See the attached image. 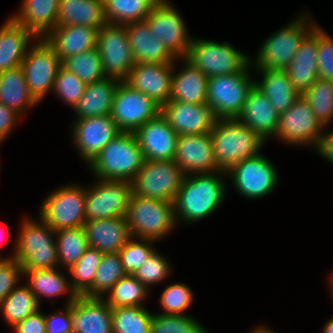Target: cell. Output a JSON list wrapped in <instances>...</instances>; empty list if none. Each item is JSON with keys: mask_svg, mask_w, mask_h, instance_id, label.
<instances>
[{"mask_svg": "<svg viewBox=\"0 0 333 333\" xmlns=\"http://www.w3.org/2000/svg\"><path fill=\"white\" fill-rule=\"evenodd\" d=\"M220 172L185 175L173 202L175 220L194 223L210 216L223 202L225 184ZM193 175V176H192Z\"/></svg>", "mask_w": 333, "mask_h": 333, "instance_id": "cell-1", "label": "cell"}, {"mask_svg": "<svg viewBox=\"0 0 333 333\" xmlns=\"http://www.w3.org/2000/svg\"><path fill=\"white\" fill-rule=\"evenodd\" d=\"M217 166L227 171L239 161L259 155L265 140L237 119H218L211 130Z\"/></svg>", "mask_w": 333, "mask_h": 333, "instance_id": "cell-2", "label": "cell"}, {"mask_svg": "<svg viewBox=\"0 0 333 333\" xmlns=\"http://www.w3.org/2000/svg\"><path fill=\"white\" fill-rule=\"evenodd\" d=\"M144 162L145 158L134 132H121L88 166L99 179L132 182Z\"/></svg>", "mask_w": 333, "mask_h": 333, "instance_id": "cell-3", "label": "cell"}, {"mask_svg": "<svg viewBox=\"0 0 333 333\" xmlns=\"http://www.w3.org/2000/svg\"><path fill=\"white\" fill-rule=\"evenodd\" d=\"M41 223L25 218L12 258L22 266L23 271L58 268L56 242L52 239L55 231L42 219Z\"/></svg>", "mask_w": 333, "mask_h": 333, "instance_id": "cell-4", "label": "cell"}, {"mask_svg": "<svg viewBox=\"0 0 333 333\" xmlns=\"http://www.w3.org/2000/svg\"><path fill=\"white\" fill-rule=\"evenodd\" d=\"M131 237L154 242L170 233L176 220L172 202L131 195L127 214Z\"/></svg>", "mask_w": 333, "mask_h": 333, "instance_id": "cell-5", "label": "cell"}, {"mask_svg": "<svg viewBox=\"0 0 333 333\" xmlns=\"http://www.w3.org/2000/svg\"><path fill=\"white\" fill-rule=\"evenodd\" d=\"M249 66L242 72L208 78L207 105L217 120L237 119L241 113L249 90L255 84L248 73Z\"/></svg>", "mask_w": 333, "mask_h": 333, "instance_id": "cell-6", "label": "cell"}, {"mask_svg": "<svg viewBox=\"0 0 333 333\" xmlns=\"http://www.w3.org/2000/svg\"><path fill=\"white\" fill-rule=\"evenodd\" d=\"M304 16L291 21L269 36L259 49L256 60L251 63H255L256 68L285 69L291 63L303 39L317 25L313 23L312 18L310 20Z\"/></svg>", "mask_w": 333, "mask_h": 333, "instance_id": "cell-7", "label": "cell"}, {"mask_svg": "<svg viewBox=\"0 0 333 333\" xmlns=\"http://www.w3.org/2000/svg\"><path fill=\"white\" fill-rule=\"evenodd\" d=\"M186 59L208 78L242 72L248 65H252L249 56L228 42L220 44L194 38Z\"/></svg>", "mask_w": 333, "mask_h": 333, "instance_id": "cell-8", "label": "cell"}, {"mask_svg": "<svg viewBox=\"0 0 333 333\" xmlns=\"http://www.w3.org/2000/svg\"><path fill=\"white\" fill-rule=\"evenodd\" d=\"M185 175L174 160H145L132 181L133 194L173 203Z\"/></svg>", "mask_w": 333, "mask_h": 333, "instance_id": "cell-9", "label": "cell"}, {"mask_svg": "<svg viewBox=\"0 0 333 333\" xmlns=\"http://www.w3.org/2000/svg\"><path fill=\"white\" fill-rule=\"evenodd\" d=\"M86 189L66 185L48 195L40 207V219L54 231L83 226L85 218Z\"/></svg>", "mask_w": 333, "mask_h": 333, "instance_id": "cell-10", "label": "cell"}, {"mask_svg": "<svg viewBox=\"0 0 333 333\" xmlns=\"http://www.w3.org/2000/svg\"><path fill=\"white\" fill-rule=\"evenodd\" d=\"M97 49L106 77L126 81L135 60L130 50L125 25L104 24L97 34Z\"/></svg>", "mask_w": 333, "mask_h": 333, "instance_id": "cell-11", "label": "cell"}, {"mask_svg": "<svg viewBox=\"0 0 333 333\" xmlns=\"http://www.w3.org/2000/svg\"><path fill=\"white\" fill-rule=\"evenodd\" d=\"M96 185L86 190V222L96 219L126 218L132 182L97 178Z\"/></svg>", "mask_w": 333, "mask_h": 333, "instance_id": "cell-12", "label": "cell"}, {"mask_svg": "<svg viewBox=\"0 0 333 333\" xmlns=\"http://www.w3.org/2000/svg\"><path fill=\"white\" fill-rule=\"evenodd\" d=\"M61 66L62 60L45 38L27 50L21 68L29 92L38 102L52 90Z\"/></svg>", "mask_w": 333, "mask_h": 333, "instance_id": "cell-13", "label": "cell"}, {"mask_svg": "<svg viewBox=\"0 0 333 333\" xmlns=\"http://www.w3.org/2000/svg\"><path fill=\"white\" fill-rule=\"evenodd\" d=\"M160 112L151 98L123 81L115 92L110 116L121 132H135Z\"/></svg>", "mask_w": 333, "mask_h": 333, "instance_id": "cell-14", "label": "cell"}, {"mask_svg": "<svg viewBox=\"0 0 333 333\" xmlns=\"http://www.w3.org/2000/svg\"><path fill=\"white\" fill-rule=\"evenodd\" d=\"M226 173L231 176L237 191L249 199L270 194L278 183L277 171L261 154L235 163Z\"/></svg>", "mask_w": 333, "mask_h": 333, "instance_id": "cell-15", "label": "cell"}, {"mask_svg": "<svg viewBox=\"0 0 333 333\" xmlns=\"http://www.w3.org/2000/svg\"><path fill=\"white\" fill-rule=\"evenodd\" d=\"M144 21L177 59L186 58L192 38L187 34L182 16L168 1H158Z\"/></svg>", "mask_w": 333, "mask_h": 333, "instance_id": "cell-16", "label": "cell"}, {"mask_svg": "<svg viewBox=\"0 0 333 333\" xmlns=\"http://www.w3.org/2000/svg\"><path fill=\"white\" fill-rule=\"evenodd\" d=\"M323 126L317 120L309 103L300 95L292 106L280 114L275 137L288 144H308L316 148Z\"/></svg>", "mask_w": 333, "mask_h": 333, "instance_id": "cell-17", "label": "cell"}, {"mask_svg": "<svg viewBox=\"0 0 333 333\" xmlns=\"http://www.w3.org/2000/svg\"><path fill=\"white\" fill-rule=\"evenodd\" d=\"M173 160L186 175L223 171L215 161L211 133L178 136Z\"/></svg>", "mask_w": 333, "mask_h": 333, "instance_id": "cell-18", "label": "cell"}, {"mask_svg": "<svg viewBox=\"0 0 333 333\" xmlns=\"http://www.w3.org/2000/svg\"><path fill=\"white\" fill-rule=\"evenodd\" d=\"M73 140L87 165L121 131L110 115L77 119Z\"/></svg>", "mask_w": 333, "mask_h": 333, "instance_id": "cell-19", "label": "cell"}, {"mask_svg": "<svg viewBox=\"0 0 333 333\" xmlns=\"http://www.w3.org/2000/svg\"><path fill=\"white\" fill-rule=\"evenodd\" d=\"M174 63H135L125 81L162 107L171 100Z\"/></svg>", "mask_w": 333, "mask_h": 333, "instance_id": "cell-20", "label": "cell"}, {"mask_svg": "<svg viewBox=\"0 0 333 333\" xmlns=\"http://www.w3.org/2000/svg\"><path fill=\"white\" fill-rule=\"evenodd\" d=\"M145 160L171 161L175 157L178 134L161 112L134 132Z\"/></svg>", "mask_w": 333, "mask_h": 333, "instance_id": "cell-21", "label": "cell"}, {"mask_svg": "<svg viewBox=\"0 0 333 333\" xmlns=\"http://www.w3.org/2000/svg\"><path fill=\"white\" fill-rule=\"evenodd\" d=\"M161 114L179 135L210 133L216 122L212 108L207 104L169 101L161 107Z\"/></svg>", "mask_w": 333, "mask_h": 333, "instance_id": "cell-22", "label": "cell"}, {"mask_svg": "<svg viewBox=\"0 0 333 333\" xmlns=\"http://www.w3.org/2000/svg\"><path fill=\"white\" fill-rule=\"evenodd\" d=\"M71 319L73 333H113L112 308L100 297L77 296Z\"/></svg>", "mask_w": 333, "mask_h": 333, "instance_id": "cell-23", "label": "cell"}, {"mask_svg": "<svg viewBox=\"0 0 333 333\" xmlns=\"http://www.w3.org/2000/svg\"><path fill=\"white\" fill-rule=\"evenodd\" d=\"M319 46V26L303 39L291 63L285 68L292 85L301 95L318 78L317 55Z\"/></svg>", "mask_w": 333, "mask_h": 333, "instance_id": "cell-24", "label": "cell"}, {"mask_svg": "<svg viewBox=\"0 0 333 333\" xmlns=\"http://www.w3.org/2000/svg\"><path fill=\"white\" fill-rule=\"evenodd\" d=\"M280 114L266 95L254 84L249 90L243 109L237 120L258 133L265 141L276 136Z\"/></svg>", "mask_w": 333, "mask_h": 333, "instance_id": "cell-25", "label": "cell"}, {"mask_svg": "<svg viewBox=\"0 0 333 333\" xmlns=\"http://www.w3.org/2000/svg\"><path fill=\"white\" fill-rule=\"evenodd\" d=\"M83 227L89 247L103 254L118 252L131 238L124 217L90 220Z\"/></svg>", "mask_w": 333, "mask_h": 333, "instance_id": "cell-26", "label": "cell"}, {"mask_svg": "<svg viewBox=\"0 0 333 333\" xmlns=\"http://www.w3.org/2000/svg\"><path fill=\"white\" fill-rule=\"evenodd\" d=\"M135 63H174L177 59L150 31L145 21L125 24Z\"/></svg>", "mask_w": 333, "mask_h": 333, "instance_id": "cell-27", "label": "cell"}, {"mask_svg": "<svg viewBox=\"0 0 333 333\" xmlns=\"http://www.w3.org/2000/svg\"><path fill=\"white\" fill-rule=\"evenodd\" d=\"M98 29L80 25H57L45 40L58 57L65 58L97 48Z\"/></svg>", "mask_w": 333, "mask_h": 333, "instance_id": "cell-28", "label": "cell"}, {"mask_svg": "<svg viewBox=\"0 0 333 333\" xmlns=\"http://www.w3.org/2000/svg\"><path fill=\"white\" fill-rule=\"evenodd\" d=\"M58 7L59 0H23L21 11L12 18L37 40L45 38L57 26Z\"/></svg>", "mask_w": 333, "mask_h": 333, "instance_id": "cell-29", "label": "cell"}, {"mask_svg": "<svg viewBox=\"0 0 333 333\" xmlns=\"http://www.w3.org/2000/svg\"><path fill=\"white\" fill-rule=\"evenodd\" d=\"M35 36L12 17L0 27V73L21 66L29 40Z\"/></svg>", "mask_w": 333, "mask_h": 333, "instance_id": "cell-30", "label": "cell"}, {"mask_svg": "<svg viewBox=\"0 0 333 333\" xmlns=\"http://www.w3.org/2000/svg\"><path fill=\"white\" fill-rule=\"evenodd\" d=\"M121 81L104 78L86 85L83 95L73 108L78 119L110 115L115 92Z\"/></svg>", "mask_w": 333, "mask_h": 333, "instance_id": "cell-31", "label": "cell"}, {"mask_svg": "<svg viewBox=\"0 0 333 333\" xmlns=\"http://www.w3.org/2000/svg\"><path fill=\"white\" fill-rule=\"evenodd\" d=\"M185 67L179 73L172 74V92L170 101H181L197 105L207 104L208 77L186 58Z\"/></svg>", "mask_w": 333, "mask_h": 333, "instance_id": "cell-32", "label": "cell"}, {"mask_svg": "<svg viewBox=\"0 0 333 333\" xmlns=\"http://www.w3.org/2000/svg\"><path fill=\"white\" fill-rule=\"evenodd\" d=\"M104 0H59L57 25L100 29L106 24Z\"/></svg>", "mask_w": 333, "mask_h": 333, "instance_id": "cell-33", "label": "cell"}, {"mask_svg": "<svg viewBox=\"0 0 333 333\" xmlns=\"http://www.w3.org/2000/svg\"><path fill=\"white\" fill-rule=\"evenodd\" d=\"M256 69L263 77L260 82L255 80V85L266 95L279 114L287 111L300 94L292 85L285 69Z\"/></svg>", "mask_w": 333, "mask_h": 333, "instance_id": "cell-34", "label": "cell"}, {"mask_svg": "<svg viewBox=\"0 0 333 333\" xmlns=\"http://www.w3.org/2000/svg\"><path fill=\"white\" fill-rule=\"evenodd\" d=\"M0 103L17 114L38 104L29 92L21 66L0 73Z\"/></svg>", "mask_w": 333, "mask_h": 333, "instance_id": "cell-35", "label": "cell"}, {"mask_svg": "<svg viewBox=\"0 0 333 333\" xmlns=\"http://www.w3.org/2000/svg\"><path fill=\"white\" fill-rule=\"evenodd\" d=\"M58 268L54 269H38L33 271H24V276L28 277V286L32 293L36 296L39 304L40 297H54L69 293L67 305H70L77 297L71 288L70 282L61 274ZM69 287V288H68Z\"/></svg>", "mask_w": 333, "mask_h": 333, "instance_id": "cell-36", "label": "cell"}, {"mask_svg": "<svg viewBox=\"0 0 333 333\" xmlns=\"http://www.w3.org/2000/svg\"><path fill=\"white\" fill-rule=\"evenodd\" d=\"M158 0H104L107 23L125 25L142 22Z\"/></svg>", "mask_w": 333, "mask_h": 333, "instance_id": "cell-37", "label": "cell"}, {"mask_svg": "<svg viewBox=\"0 0 333 333\" xmlns=\"http://www.w3.org/2000/svg\"><path fill=\"white\" fill-rule=\"evenodd\" d=\"M103 253L89 247L80 260L69 268L70 285L77 296L93 297V281Z\"/></svg>", "mask_w": 333, "mask_h": 333, "instance_id": "cell-38", "label": "cell"}, {"mask_svg": "<svg viewBox=\"0 0 333 333\" xmlns=\"http://www.w3.org/2000/svg\"><path fill=\"white\" fill-rule=\"evenodd\" d=\"M58 263L66 269L77 263L89 248L83 226L55 231Z\"/></svg>", "mask_w": 333, "mask_h": 333, "instance_id": "cell-39", "label": "cell"}, {"mask_svg": "<svg viewBox=\"0 0 333 333\" xmlns=\"http://www.w3.org/2000/svg\"><path fill=\"white\" fill-rule=\"evenodd\" d=\"M39 307V302L28 285L16 287L0 305L4 318L12 327L38 311Z\"/></svg>", "mask_w": 333, "mask_h": 333, "instance_id": "cell-40", "label": "cell"}, {"mask_svg": "<svg viewBox=\"0 0 333 333\" xmlns=\"http://www.w3.org/2000/svg\"><path fill=\"white\" fill-rule=\"evenodd\" d=\"M152 315L142 306L112 308L113 333H150Z\"/></svg>", "mask_w": 333, "mask_h": 333, "instance_id": "cell-41", "label": "cell"}, {"mask_svg": "<svg viewBox=\"0 0 333 333\" xmlns=\"http://www.w3.org/2000/svg\"><path fill=\"white\" fill-rule=\"evenodd\" d=\"M62 66L73 72L86 85L106 78L97 48L65 58Z\"/></svg>", "mask_w": 333, "mask_h": 333, "instance_id": "cell-42", "label": "cell"}, {"mask_svg": "<svg viewBox=\"0 0 333 333\" xmlns=\"http://www.w3.org/2000/svg\"><path fill=\"white\" fill-rule=\"evenodd\" d=\"M323 127L333 118V81L318 78L302 94Z\"/></svg>", "mask_w": 333, "mask_h": 333, "instance_id": "cell-43", "label": "cell"}, {"mask_svg": "<svg viewBox=\"0 0 333 333\" xmlns=\"http://www.w3.org/2000/svg\"><path fill=\"white\" fill-rule=\"evenodd\" d=\"M148 288L140 283L133 275L126 274L108 292L104 300L111 308L121 306H143Z\"/></svg>", "mask_w": 333, "mask_h": 333, "instance_id": "cell-44", "label": "cell"}, {"mask_svg": "<svg viewBox=\"0 0 333 333\" xmlns=\"http://www.w3.org/2000/svg\"><path fill=\"white\" fill-rule=\"evenodd\" d=\"M126 275L120 255L104 253L99 262L93 281V297L103 298L108 291Z\"/></svg>", "mask_w": 333, "mask_h": 333, "instance_id": "cell-45", "label": "cell"}, {"mask_svg": "<svg viewBox=\"0 0 333 333\" xmlns=\"http://www.w3.org/2000/svg\"><path fill=\"white\" fill-rule=\"evenodd\" d=\"M150 333H207L204 326L190 316L153 314Z\"/></svg>", "mask_w": 333, "mask_h": 333, "instance_id": "cell-46", "label": "cell"}, {"mask_svg": "<svg viewBox=\"0 0 333 333\" xmlns=\"http://www.w3.org/2000/svg\"><path fill=\"white\" fill-rule=\"evenodd\" d=\"M133 239L131 237L118 251L124 271L129 275H133L155 250L152 244H150L154 240L143 238ZM138 240L141 241L138 242Z\"/></svg>", "mask_w": 333, "mask_h": 333, "instance_id": "cell-47", "label": "cell"}, {"mask_svg": "<svg viewBox=\"0 0 333 333\" xmlns=\"http://www.w3.org/2000/svg\"><path fill=\"white\" fill-rule=\"evenodd\" d=\"M191 289L182 283L168 285L159 299L163 308L161 314L184 315V311L192 304Z\"/></svg>", "mask_w": 333, "mask_h": 333, "instance_id": "cell-48", "label": "cell"}, {"mask_svg": "<svg viewBox=\"0 0 333 333\" xmlns=\"http://www.w3.org/2000/svg\"><path fill=\"white\" fill-rule=\"evenodd\" d=\"M86 84L80 80L73 72L65 69L63 66L56 75L52 90L57 96L71 105L73 108L77 105L83 95Z\"/></svg>", "mask_w": 333, "mask_h": 333, "instance_id": "cell-49", "label": "cell"}, {"mask_svg": "<svg viewBox=\"0 0 333 333\" xmlns=\"http://www.w3.org/2000/svg\"><path fill=\"white\" fill-rule=\"evenodd\" d=\"M169 271L170 266L167 259L154 250L133 276L149 288V285L163 281L168 276Z\"/></svg>", "mask_w": 333, "mask_h": 333, "instance_id": "cell-50", "label": "cell"}, {"mask_svg": "<svg viewBox=\"0 0 333 333\" xmlns=\"http://www.w3.org/2000/svg\"><path fill=\"white\" fill-rule=\"evenodd\" d=\"M317 56L319 78L333 81V39L320 27Z\"/></svg>", "mask_w": 333, "mask_h": 333, "instance_id": "cell-51", "label": "cell"}, {"mask_svg": "<svg viewBox=\"0 0 333 333\" xmlns=\"http://www.w3.org/2000/svg\"><path fill=\"white\" fill-rule=\"evenodd\" d=\"M20 274H24L21 264L15 259L0 260V305L16 288Z\"/></svg>", "mask_w": 333, "mask_h": 333, "instance_id": "cell-52", "label": "cell"}, {"mask_svg": "<svg viewBox=\"0 0 333 333\" xmlns=\"http://www.w3.org/2000/svg\"><path fill=\"white\" fill-rule=\"evenodd\" d=\"M46 333H72L71 304L63 313L45 315Z\"/></svg>", "mask_w": 333, "mask_h": 333, "instance_id": "cell-53", "label": "cell"}, {"mask_svg": "<svg viewBox=\"0 0 333 333\" xmlns=\"http://www.w3.org/2000/svg\"><path fill=\"white\" fill-rule=\"evenodd\" d=\"M12 328L15 333H46L45 315L38 310Z\"/></svg>", "mask_w": 333, "mask_h": 333, "instance_id": "cell-54", "label": "cell"}, {"mask_svg": "<svg viewBox=\"0 0 333 333\" xmlns=\"http://www.w3.org/2000/svg\"><path fill=\"white\" fill-rule=\"evenodd\" d=\"M19 114L0 103V143L10 134L18 120Z\"/></svg>", "mask_w": 333, "mask_h": 333, "instance_id": "cell-55", "label": "cell"}, {"mask_svg": "<svg viewBox=\"0 0 333 333\" xmlns=\"http://www.w3.org/2000/svg\"><path fill=\"white\" fill-rule=\"evenodd\" d=\"M320 140L316 146V151L326 158L330 163H333V131L322 132Z\"/></svg>", "mask_w": 333, "mask_h": 333, "instance_id": "cell-56", "label": "cell"}, {"mask_svg": "<svg viewBox=\"0 0 333 333\" xmlns=\"http://www.w3.org/2000/svg\"><path fill=\"white\" fill-rule=\"evenodd\" d=\"M324 326L323 333H333V318L326 322Z\"/></svg>", "mask_w": 333, "mask_h": 333, "instance_id": "cell-57", "label": "cell"}, {"mask_svg": "<svg viewBox=\"0 0 333 333\" xmlns=\"http://www.w3.org/2000/svg\"><path fill=\"white\" fill-rule=\"evenodd\" d=\"M251 333H274L273 331H271V329L268 328H264V327H258L256 329L253 330V332Z\"/></svg>", "mask_w": 333, "mask_h": 333, "instance_id": "cell-58", "label": "cell"}, {"mask_svg": "<svg viewBox=\"0 0 333 333\" xmlns=\"http://www.w3.org/2000/svg\"><path fill=\"white\" fill-rule=\"evenodd\" d=\"M4 229H2V227H1V225H0V244L2 243V241L4 240V236H2V235H4V231H3ZM7 259H12V257H9V258H0V260H7Z\"/></svg>", "mask_w": 333, "mask_h": 333, "instance_id": "cell-59", "label": "cell"}, {"mask_svg": "<svg viewBox=\"0 0 333 333\" xmlns=\"http://www.w3.org/2000/svg\"><path fill=\"white\" fill-rule=\"evenodd\" d=\"M331 284L333 285V277L331 278ZM332 288H333V286H332ZM332 291H333V289H332Z\"/></svg>", "mask_w": 333, "mask_h": 333, "instance_id": "cell-60", "label": "cell"}]
</instances>
